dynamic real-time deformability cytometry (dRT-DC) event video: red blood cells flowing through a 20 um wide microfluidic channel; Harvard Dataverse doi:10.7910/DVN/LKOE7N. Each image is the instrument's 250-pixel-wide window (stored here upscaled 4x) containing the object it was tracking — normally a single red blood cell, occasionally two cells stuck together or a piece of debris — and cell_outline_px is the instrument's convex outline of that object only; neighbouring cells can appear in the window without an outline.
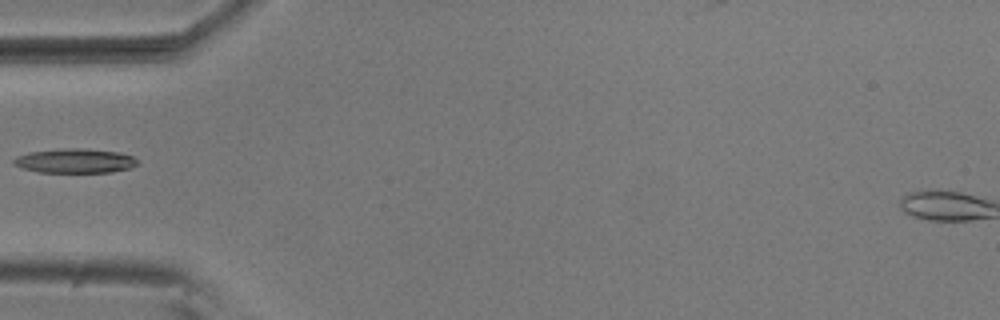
{"species": "common noctule bat (a hibernating species)", "species_latin": "Nyctalus noctula", "temperature_condition": "room temperature", "stored_images_in_passage": 6, "camera_frame_rate_fps": 3000, "um_per_image_px": 0.085, "animal": {"sex": "male", "body_mass_g": 20.5, "forearm_length_mm": 52.5}, "frame": {"image": 1, "passage_image": 5, "time_ms": 1.333, "image_size_px": [1000, 320], "cell_outline_px": [[136, 164], [128, 168], [112, 172], [40, 172], [24, 168], [12, 164], [12, 160], [16, 156], [28, 152], [64, 148], [84, 148], [120, 152], [132, 156], [136, 160]], "centroid_in_image_um": [6.33, 13.66], "position_along_channel_um": 78.7, "area_um2": 17.51}}
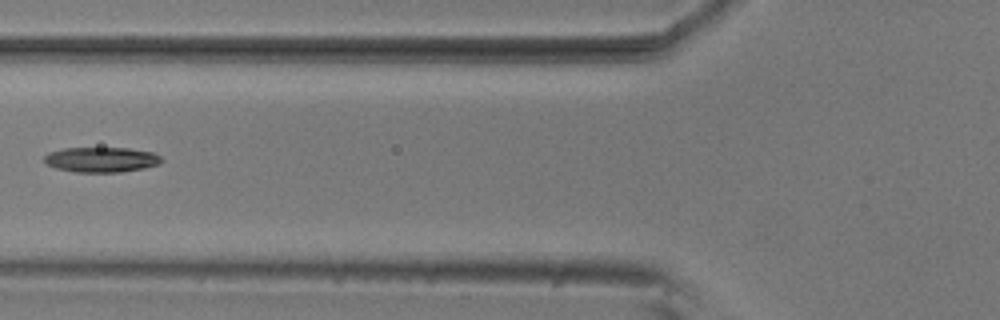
{"frame": {"image": 2, "passage_image": 6, "time_ms": 1.667, "image_size_px": [1000, 320], "cell_outline_px": [[164, 160], [160, 164], [144, 168], [120, 172], [72, 172], [56, 168], [48, 164], [44, 160], [44, 156], [48, 152], [64, 148], [128, 148], [152, 152], [160, 156]], "centroid_in_image_um": [8.62, 13.57], "position_along_channel_um": 117.2, "area_um2": 17.22}}